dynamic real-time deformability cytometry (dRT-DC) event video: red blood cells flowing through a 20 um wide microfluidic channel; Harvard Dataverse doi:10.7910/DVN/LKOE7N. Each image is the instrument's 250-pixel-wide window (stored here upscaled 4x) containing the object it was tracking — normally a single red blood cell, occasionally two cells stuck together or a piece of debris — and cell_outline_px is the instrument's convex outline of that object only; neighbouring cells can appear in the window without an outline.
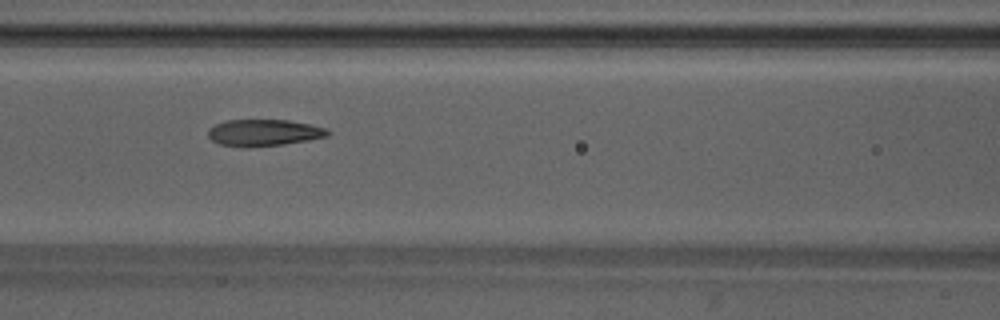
{"species": "Egyptian fruit bat (a non-hibernating species)", "species_latin": "Rousettus aegyptiacus", "temperature_condition": "warm", "stored_images_in_passage": 33, "camera_frame_rate_fps": 3000, "um_per_image_px": 0.085, "animal": {"sex": "male"}, "frame": {"image": 1, "passage_image": 6, "time_ms": 1.667, "image_size_px": [1000, 320], "cell_outline_px": [[332, 132], [328, 136], [308, 140], [284, 144], [248, 148], [220, 144], [212, 140], [208, 136], [208, 128], [216, 124], [228, 120], [288, 120], [308, 124], [324, 128]], "centroid_in_image_um": [22.41, 11.29], "position_along_channel_um": 144.2, "area_um2": 18.55}}
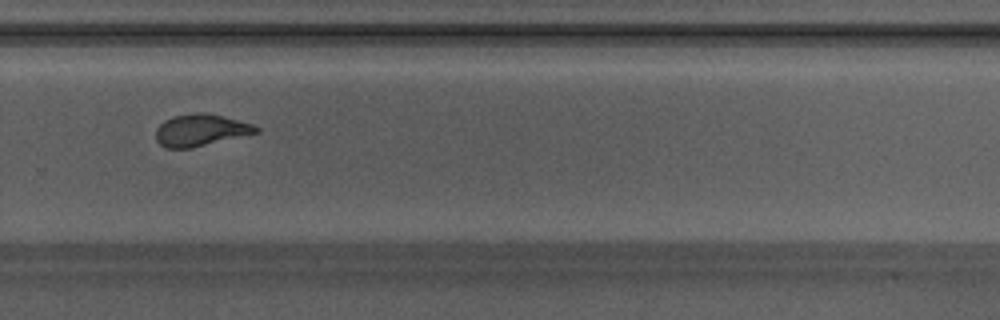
{"frame": {"image": 2, "passage_image": 18, "time_ms": 5.667, "image_size_px": [1000, 320], "cell_outline_px": [[260, 132], [188, 148], [164, 148], [156, 140], [156, 128], [164, 120], [172, 116], [196, 112], [200, 112], [224, 116], [252, 124], [260, 128]], "centroid_in_image_um": [17.03, 11.05], "position_along_channel_um": 312.8, "area_um2": 18.5}}
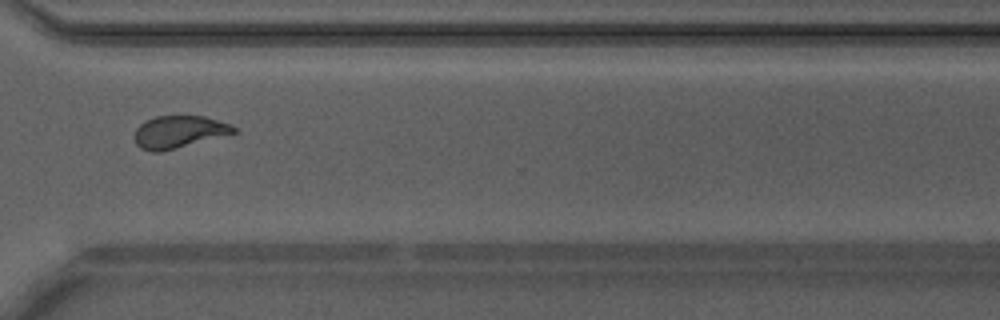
{"frame": {"image": 3, "passage_image": 21, "time_ms": 6.667, "image_size_px": [1000, 320], "cell_outline_px": [[236, 132], [160, 152], [152, 152], [140, 148], [136, 144], [136, 128], [144, 120], [156, 116], [204, 116], [232, 124], [236, 128]], "centroid_in_image_um": [15.19, 11.19], "position_along_channel_um": 355.4, "area_um2": 18.44}, "authors_computed_cell_mechanics": {"area_um2": 18.8428, "velocity_mm_per_s": 4.2257, "shape_relaxation_time_tau1_ms": null, "shape_relaxation_time_tau2_ms": 1.7016, "deformation_change_tau1": null, "deformation_change_tau2": 0.0788}}